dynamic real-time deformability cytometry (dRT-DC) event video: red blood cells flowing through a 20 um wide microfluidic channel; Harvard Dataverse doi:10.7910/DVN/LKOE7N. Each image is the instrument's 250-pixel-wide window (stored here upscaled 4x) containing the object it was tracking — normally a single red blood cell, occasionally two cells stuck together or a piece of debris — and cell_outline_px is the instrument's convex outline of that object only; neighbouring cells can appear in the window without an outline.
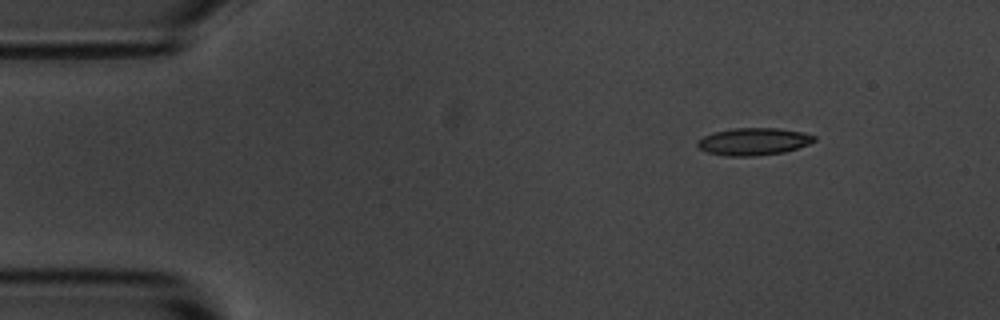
{"species": "common noctule bat (a hibernating species)", "species_latin": "Nyctalus noctula", "temperature_condition": "room temperature", "stored_images_in_passage": 7, "camera_frame_rate_fps": 3000, "um_per_image_px": 0.085, "animal": {"sex": "male", "body_mass_g": 20.1, "forearm_length_mm": 53.5}, "frame": {"image": 1, "passage_image": 1, "time_ms": 0.0, "image_size_px": [1000, 320], "cell_outline_px": [[816, 140], [808, 144], [784, 152], [756, 156], [728, 156], [708, 152], [700, 148], [696, 144], [696, 140], [712, 132], [732, 128], [780, 128], [800, 132], [816, 136]], "centroid_in_image_um": [64.02, 12.02], "position_along_channel_um": 21.0, "area_um2": 18.55}}
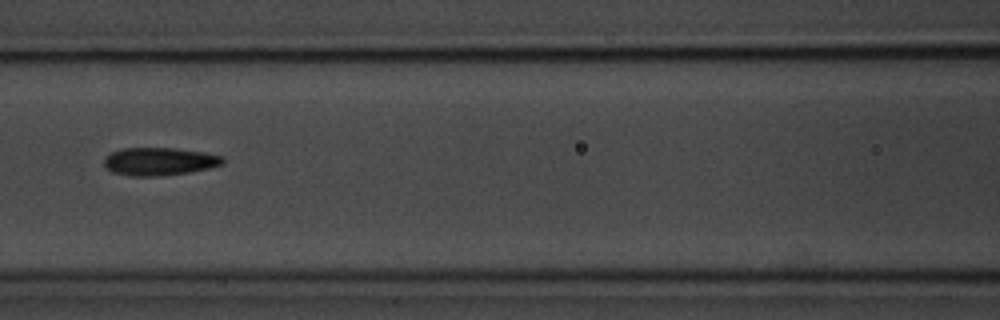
{"frame": {"image": 2, "passage_image": 6, "time_ms": 5.667, "image_size_px": [1000, 320], "cell_outline_px": [[224, 164], [208, 168], [188, 172], [156, 176], [132, 176], [112, 172], [104, 164], [104, 160], [112, 152], [124, 148], [172, 148], [204, 152], [224, 156]], "centroid_in_image_um": [13.58, 13.72], "position_along_channel_um": 153.0, "area_um2": 19.07}}
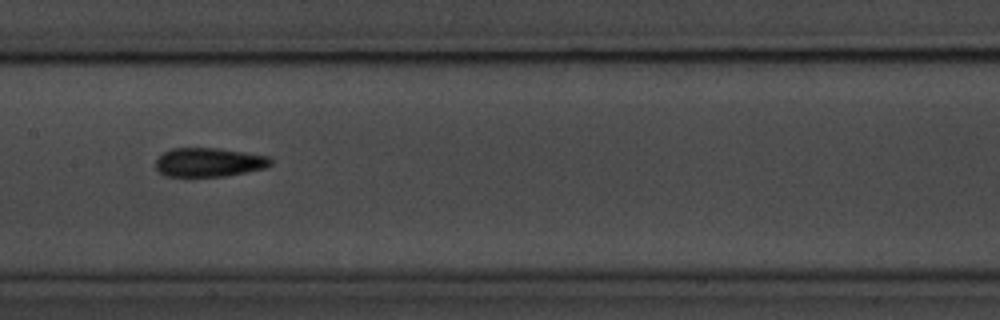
{"frame": {"image": 3, "passage_image": 7, "time_ms": 6.667, "image_size_px": [1000, 320], "cell_outline_px": [[272, 164], [264, 168], [224, 176], [164, 176], [156, 168], [156, 160], [164, 152], [172, 148], [220, 148], [268, 156], [272, 160]], "centroid_in_image_um": [17.75, 13.78], "position_along_channel_um": 189.6, "area_um2": 19.25}}